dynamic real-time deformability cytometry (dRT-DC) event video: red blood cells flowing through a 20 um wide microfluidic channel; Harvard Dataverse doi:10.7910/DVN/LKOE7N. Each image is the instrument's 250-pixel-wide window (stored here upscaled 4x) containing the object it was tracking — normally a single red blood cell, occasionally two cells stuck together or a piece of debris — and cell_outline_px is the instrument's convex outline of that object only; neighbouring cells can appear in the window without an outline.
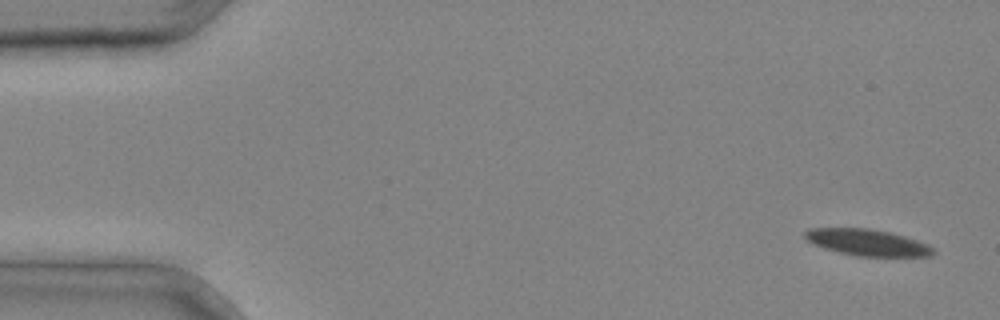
{"species": "common noctule bat (a hibernating species)", "species_latin": "Nyctalus noctula", "temperature_condition": "cold", "stored_images_in_passage": 5, "camera_frame_rate_fps": 3000, "um_per_image_px": 0.085, "animal": {"sex": "male", "body_mass_g": 20.4}, "frame": {"image": 1, "passage_image": 1, "time_ms": 0.0, "image_size_px": [1000, 320], "cell_outline_px": [[936, 252], [932, 256], [856, 256], [824, 248], [812, 244], [804, 240], [804, 232], [808, 228], [868, 228], [888, 232], [904, 236], [928, 244]], "centroid_in_image_um": [73.67, 20.6], "position_along_channel_um": 11.3, "area_um2": 19.77}}